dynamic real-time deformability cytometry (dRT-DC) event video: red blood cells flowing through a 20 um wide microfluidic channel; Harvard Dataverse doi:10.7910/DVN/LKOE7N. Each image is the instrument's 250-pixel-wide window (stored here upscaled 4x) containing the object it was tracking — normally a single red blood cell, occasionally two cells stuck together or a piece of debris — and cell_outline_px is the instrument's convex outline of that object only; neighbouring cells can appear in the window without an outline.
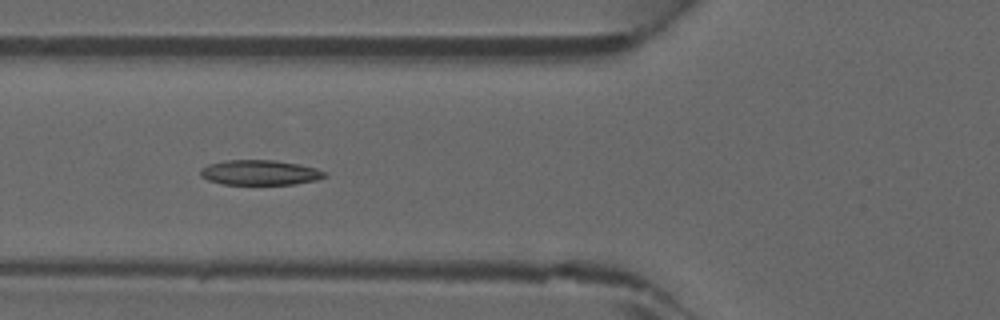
{"species": "common noctule bat (a hibernating species)", "species_latin": "Nyctalus noctula", "temperature_condition": "warm", "stored_images_in_passage": 46, "camera_frame_rate_fps": 3000, "um_per_image_px": 0.085, "animal": {"sex": "male", "forearm_length_mm": 52.5}, "frame": {"image": 1, "passage_image": 18, "time_ms": 5.667, "image_size_px": [1000, 320], "cell_outline_px": [[328, 176], [316, 180], [296, 184], [224, 184], [208, 180], [200, 176], [200, 168], [208, 164], [224, 160], [276, 160], [300, 164], [316, 168], [328, 172]], "centroid_in_image_um": [22.12, 14.66], "position_along_channel_um": 103.7, "area_um2": 18.32}}
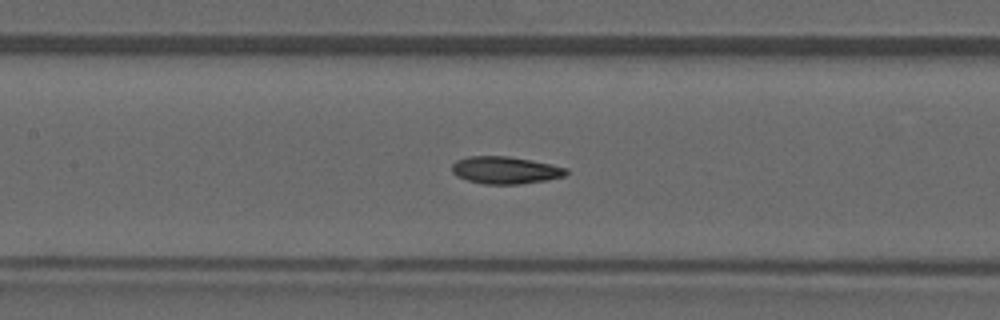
{"frame": {"image": 2, "passage_image": 22, "time_ms": 7.0, "image_size_px": [1000, 320], "cell_outline_px": [[568, 172], [564, 176], [548, 180], [520, 184], [484, 184], [468, 180], [456, 176], [452, 172], [452, 164], [456, 160], [468, 156], [508, 156], [568, 168]], "centroid_in_image_um": [42.92, 14.47], "position_along_channel_um": 164.5, "area_um2": 18.09}}
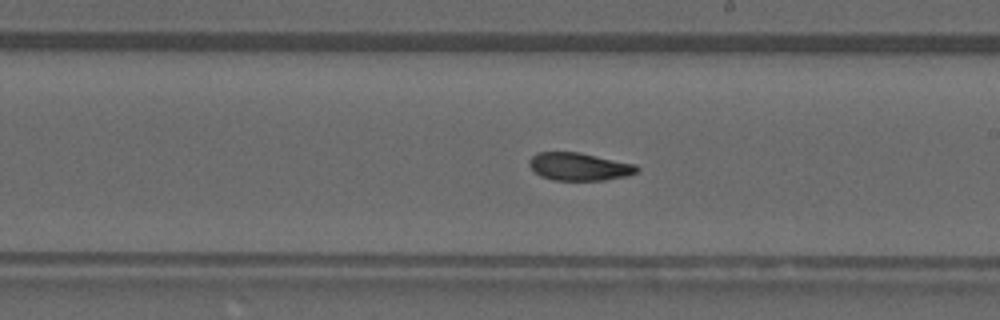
{"frame": {"image": 3, "passage_image": 27, "time_ms": 8.667, "image_size_px": [1000, 320], "cell_outline_px": [[640, 168], [636, 172], [624, 176], [604, 180], [552, 180], [540, 176], [528, 164], [528, 160], [536, 152], [580, 152], [636, 164]], "centroid_in_image_um": [49.21, 14.15], "position_along_channel_um": 239.8, "area_um2": 17.46}}